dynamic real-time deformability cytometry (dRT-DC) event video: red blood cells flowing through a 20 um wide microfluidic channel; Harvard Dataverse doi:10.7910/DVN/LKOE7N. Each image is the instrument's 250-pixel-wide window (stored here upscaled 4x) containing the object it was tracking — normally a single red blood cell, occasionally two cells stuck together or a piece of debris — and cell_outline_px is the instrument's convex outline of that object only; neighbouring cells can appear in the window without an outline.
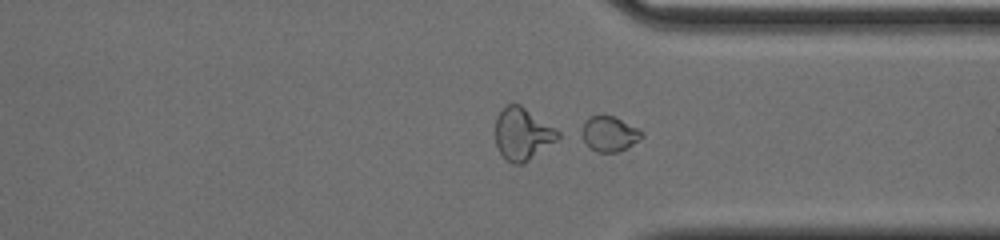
{"species": "common noctule bat (a hibernating species)", "species_latin": "Nyctalus noctula", "temperature_condition": "cold", "stored_images_in_passage": 53, "segment_of_instrument_passage": [2, 2], "camera_frame_rate_fps": 3000, "um_per_image_px": 0.085, "animal": {"sex": "male", "body_mass_g": 20.0, "forearm_length_mm": 53.3}, "frame": {"image": 1, "passage_image": 39, "time_ms": 12.667, "image_size_px": [1000, 240], "cell_outline_px": [[644, 136], [628, 148], [616, 152], [596, 152], [584, 140], [584, 120], [588, 116], [600, 112], [612, 116], [640, 128], [644, 132]], "centroid_in_image_um": [51.85, 11.33], "position_along_channel_um": 359.6, "area_um2": 12.43}}